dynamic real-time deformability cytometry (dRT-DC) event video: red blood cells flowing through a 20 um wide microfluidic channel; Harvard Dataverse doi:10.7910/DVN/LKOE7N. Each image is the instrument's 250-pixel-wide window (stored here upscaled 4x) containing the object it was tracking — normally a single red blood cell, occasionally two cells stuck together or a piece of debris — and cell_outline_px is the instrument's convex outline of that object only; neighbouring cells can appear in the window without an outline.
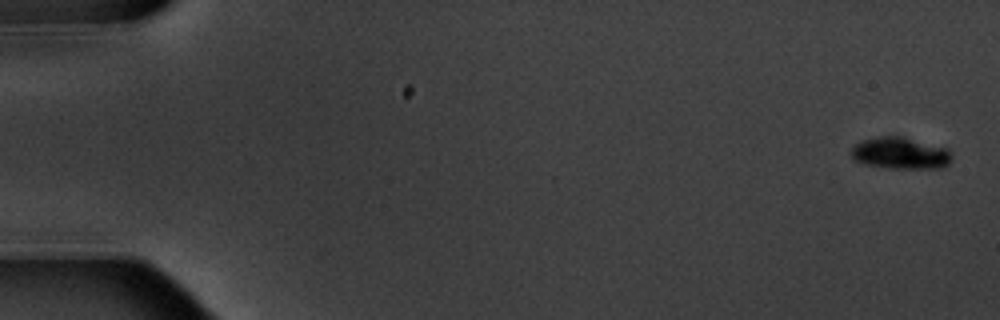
{"species": "common noctule bat (a hibernating species)", "species_latin": "Nyctalus noctula", "temperature_condition": "warm", "stored_images_in_passage": 7, "camera_frame_rate_fps": 3000, "um_per_image_px": 0.085, "animal": {"sex": "male", "body_mass_g": 20.1, "forearm_length_mm": 53.5}, "frame": {"image": 1, "passage_image": 1, "time_ms": 0.0, "image_size_px": [1000, 320], "cell_outline_px": [[952, 160], [944, 168], [888, 168], [864, 164], [856, 160], [848, 152], [860, 140], [880, 136], [904, 136], [948, 148], [952, 152]], "centroid_in_image_um": [76.56, 13.01], "position_along_channel_um": 8.4, "area_um2": 18.96}}
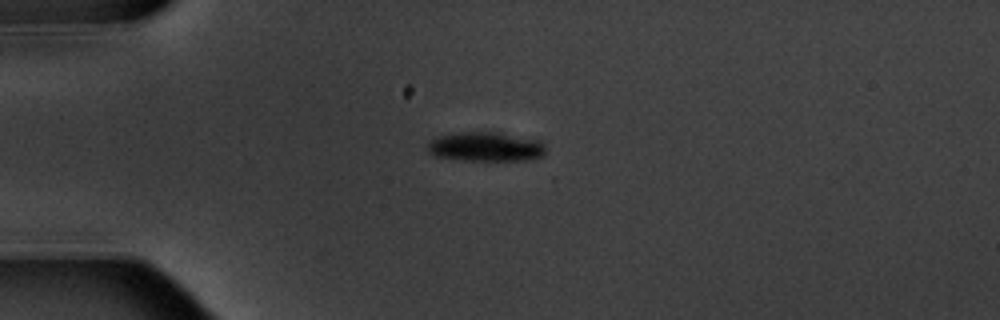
{"frame": {"image": 2, "passage_image": 5, "time_ms": 4.667, "image_size_px": [1000, 320], "cell_outline_px": [[544, 156], [524, 160], [468, 160], [436, 156], [428, 152], [424, 148], [432, 140], [440, 136], [460, 132], [500, 132], [540, 140], [544, 144]], "centroid_in_image_um": [41.3, 12.46], "position_along_channel_um": 43.7, "area_um2": 20.11}}